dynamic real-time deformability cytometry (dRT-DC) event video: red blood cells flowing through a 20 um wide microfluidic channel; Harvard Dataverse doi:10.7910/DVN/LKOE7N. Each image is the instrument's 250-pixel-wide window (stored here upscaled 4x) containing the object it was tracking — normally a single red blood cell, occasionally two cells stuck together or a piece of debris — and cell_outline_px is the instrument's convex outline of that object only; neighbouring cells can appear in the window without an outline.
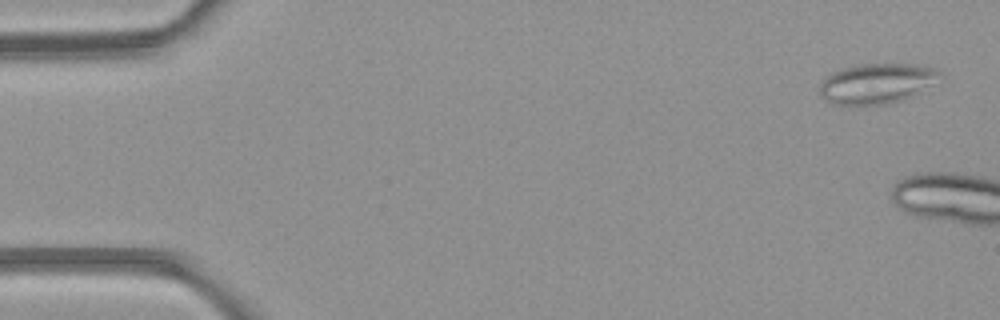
{"species": "common noctule bat (a hibernating species)", "species_latin": "Nyctalus noctula", "temperature_condition": "room temperature", "stored_images_in_passage": 8, "camera_frame_rate_fps": 3000, "um_per_image_px": 0.085, "animal": {"sex": "female", "body_mass_g": 21.9}, "frame": {"image": 1, "passage_image": 1, "time_ms": 0.0, "image_size_px": [1000, 320], "cell_outline_px": [[944, 80], [904, 100], [892, 104], [832, 104], [824, 100], [820, 96], [820, 84], [832, 72], [856, 64], [916, 64], [936, 68], [944, 76]], "centroid_in_image_um": [74.62, 7.09], "position_along_channel_um": 10.4, "area_um2": 28.67}}